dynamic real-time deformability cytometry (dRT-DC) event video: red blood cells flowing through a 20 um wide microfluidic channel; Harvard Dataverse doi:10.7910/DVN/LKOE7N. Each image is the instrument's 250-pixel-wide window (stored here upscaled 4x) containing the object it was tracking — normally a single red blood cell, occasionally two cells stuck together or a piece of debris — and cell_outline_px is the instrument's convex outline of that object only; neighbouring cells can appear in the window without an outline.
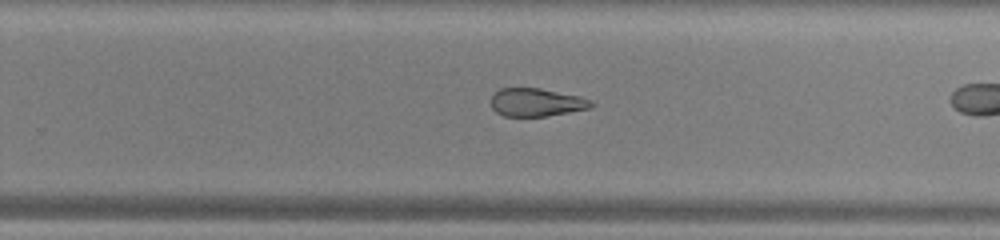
{"species": "common noctule bat (a hibernating species)", "species_latin": "Nyctalus noctula", "temperature_condition": "warm", "stored_images_in_passage": 26, "camera_frame_rate_fps": 3000, "um_per_image_px": 0.085, "animal": {"sex": "male", "body_mass_g": 13.0, "forearm_length_mm": 53.1}, "frame": {"image": 1, "passage_image": 19, "time_ms": 6.0, "image_size_px": [1000, 240], "cell_outline_px": [[596, 104], [588, 108], [568, 112], [544, 116], [504, 116], [496, 112], [492, 108], [492, 96], [500, 88], [540, 88], [580, 96], [592, 100]], "centroid_in_image_um": [45.61, 8.69], "position_along_channel_um": 284.2, "area_um2": 16.3}}